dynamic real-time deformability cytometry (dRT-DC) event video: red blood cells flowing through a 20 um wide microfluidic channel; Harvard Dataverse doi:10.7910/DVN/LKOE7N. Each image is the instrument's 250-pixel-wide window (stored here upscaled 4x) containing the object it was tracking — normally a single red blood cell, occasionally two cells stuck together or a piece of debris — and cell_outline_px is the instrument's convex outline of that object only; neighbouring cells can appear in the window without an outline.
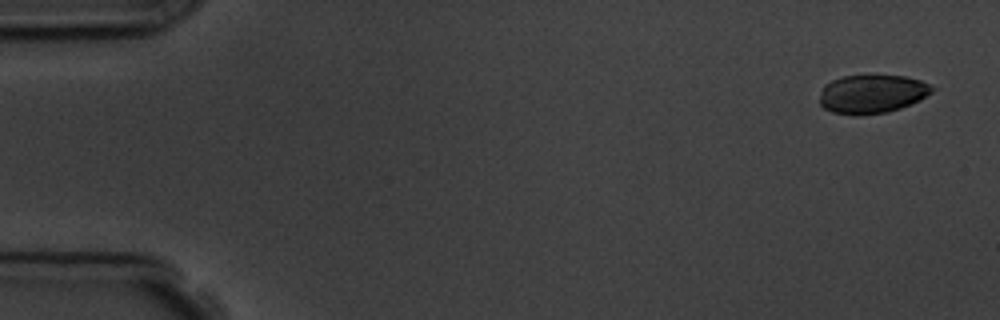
{"species": "common noctule bat (a hibernating species)", "species_latin": "Nyctalus noctula", "temperature_condition": "room temperature", "stored_images_in_passage": 6, "segment_of_instrument_passage": [1, 2], "camera_frame_rate_fps": 3000, "um_per_image_px": 0.085, "animal": {"sex": "male", "body_mass_g": 19.5, "forearm_length_mm": 54.6}, "frame": {"image": 1, "passage_image": 1, "time_ms": 0.0, "image_size_px": [1000, 320], "cell_outline_px": [[936, 88], [932, 92], [920, 100], [900, 108], [888, 112], [832, 112], [824, 108], [820, 104], [820, 92], [824, 84], [832, 80], [844, 76], [904, 76], [920, 80]], "centroid_in_image_um": [74.14, 7.95], "position_along_channel_um": 10.9, "area_um2": 24.51}}
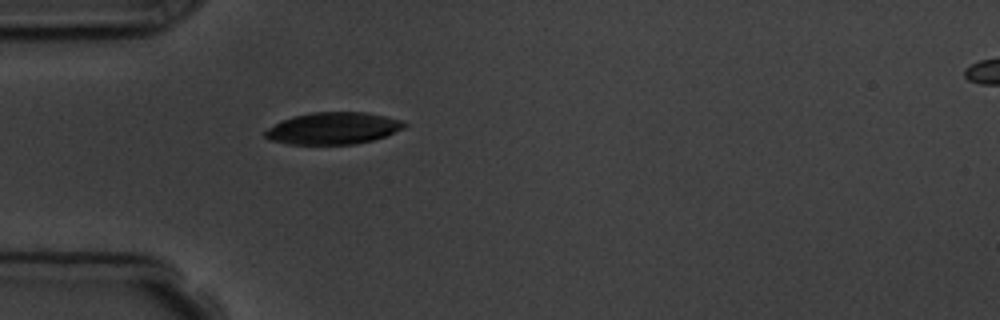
{"frame": {"image": 2, "passage_image": 5, "time_ms": 4.667, "image_size_px": [1000, 320], "cell_outline_px": [[408, 124], [404, 128], [384, 136], [372, 140], [356, 144], [288, 144], [272, 140], [264, 136], [264, 132], [268, 128], [280, 120], [292, 116], [312, 112], [364, 112], [404, 120]], "centroid_in_image_um": [28.31, 10.9], "position_along_channel_um": 56.7, "area_um2": 25.89}}